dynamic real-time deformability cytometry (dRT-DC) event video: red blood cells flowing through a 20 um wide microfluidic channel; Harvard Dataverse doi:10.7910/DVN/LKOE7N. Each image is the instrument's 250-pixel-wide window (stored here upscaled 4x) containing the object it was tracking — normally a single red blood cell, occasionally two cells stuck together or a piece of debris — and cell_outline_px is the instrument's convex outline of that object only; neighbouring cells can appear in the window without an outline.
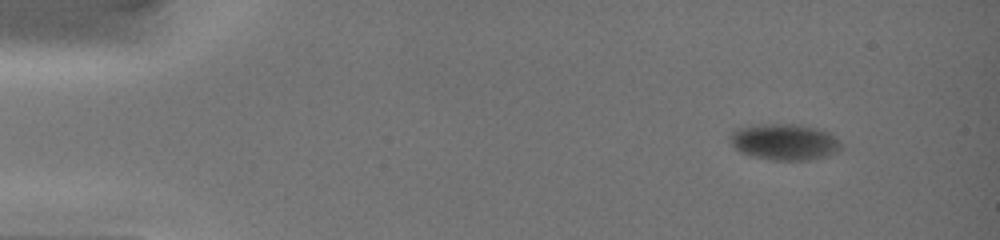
{"species": "common noctule bat (a hibernating species)", "species_latin": "Nyctalus noctula", "temperature_condition": "warm", "stored_images_in_passage": 19, "camera_frame_rate_fps": 3000, "um_per_image_px": 0.085, "animal": {"sex": "female", "body_mass_g": 19.0, "forearm_length_mm": 51.5}, "frame": {"image": 1, "passage_image": 2, "time_ms": 1.0, "image_size_px": [1000, 240], "cell_outline_px": [[840, 148], [836, 152], [824, 156], [808, 160], [772, 160], [752, 156], [740, 152], [732, 144], [728, 136], [736, 128], [756, 124], [796, 124], [816, 128], [828, 132], [840, 144]], "centroid_in_image_um": [66.61, 12.06], "position_along_channel_um": 18.4, "area_um2": 23.24}}
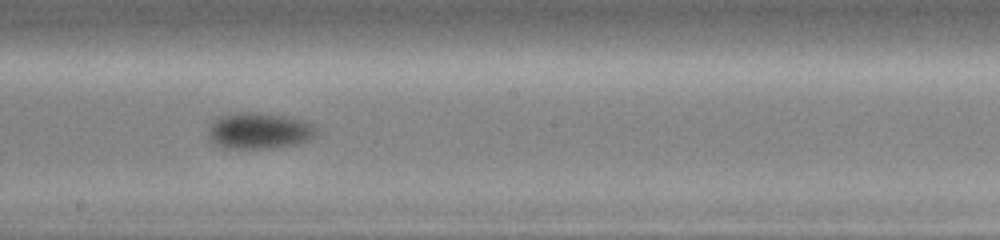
{"frame": {"image": 2, "passage_image": 12, "time_ms": 9.0, "image_size_px": [1000, 240], "cell_outline_px": [[320, 132], [316, 136], [308, 140], [296, 144], [272, 148], [224, 148], [208, 140], [208, 128], [220, 116], [244, 112], [260, 112], [284, 116], [304, 120], [316, 124], [320, 128]], "centroid_in_image_um": [22.1, 11.12], "position_along_channel_um": 226.1, "area_um2": 23.12}}
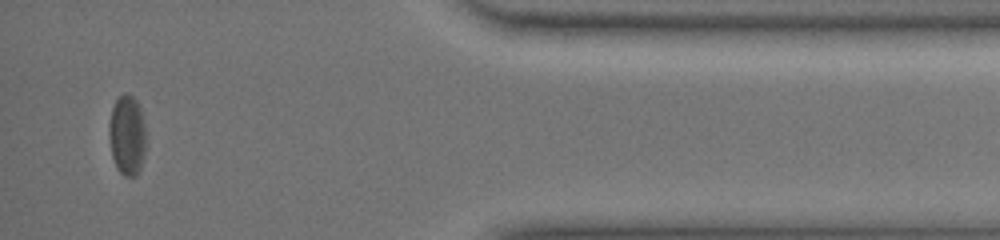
{"frame": {"image": 3, "passage_image": 19, "time_ms": 14.667, "image_size_px": [1000, 240], "cell_outline_px": [[144, 156], [140, 168], [136, 176], [124, 176], [116, 168], [112, 156], [108, 136], [108, 124], [112, 108], [116, 100], [124, 92], [128, 92], [140, 104], [144, 120]], "centroid_in_image_um": [10.78, 11.47], "position_along_channel_um": 424.4, "area_um2": 17.46}, "authors_computed_cell_mechanics": {"area_um2": 23.3512, "velocity_mm_per_s": 4.0555, "shape_relaxation_time_tau1_ms": 2.9764, "shape_relaxation_time_tau2_ms": 2.9531, "deformation_change_tau1": 0.0449, "deformation_change_tau2": 0.0536}}